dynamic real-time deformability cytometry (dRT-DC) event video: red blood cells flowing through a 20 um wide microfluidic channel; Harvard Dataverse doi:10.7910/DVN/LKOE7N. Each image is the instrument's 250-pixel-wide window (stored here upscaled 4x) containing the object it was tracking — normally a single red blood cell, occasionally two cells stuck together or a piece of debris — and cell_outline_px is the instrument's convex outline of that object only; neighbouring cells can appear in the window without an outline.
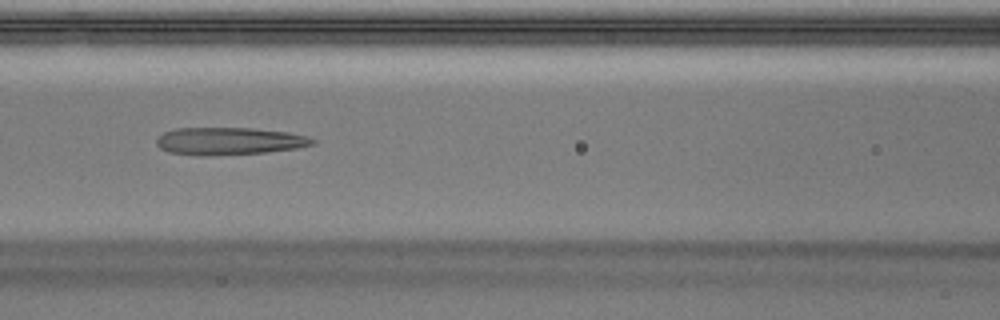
{"species": "Egyptian fruit bat (a non-hibernating species)", "species_latin": "Rousettus aegyptiacus", "temperature_condition": "warm", "stored_images_in_passage": 43, "camera_frame_rate_fps": 3000, "um_per_image_px": 0.085, "animal": {"sex": "male"}, "frame": {"image": 1, "passage_image": 19, "time_ms": 6.0, "image_size_px": [1000, 320], "cell_outline_px": [[316, 144], [296, 148], [264, 152], [204, 156], [168, 152], [160, 148], [156, 144], [156, 140], [164, 132], [176, 128], [252, 128], [288, 132], [308, 136], [316, 140]], "centroid_in_image_um": [19.49, 11.99], "position_along_channel_um": 147.1, "area_um2": 24.91}}